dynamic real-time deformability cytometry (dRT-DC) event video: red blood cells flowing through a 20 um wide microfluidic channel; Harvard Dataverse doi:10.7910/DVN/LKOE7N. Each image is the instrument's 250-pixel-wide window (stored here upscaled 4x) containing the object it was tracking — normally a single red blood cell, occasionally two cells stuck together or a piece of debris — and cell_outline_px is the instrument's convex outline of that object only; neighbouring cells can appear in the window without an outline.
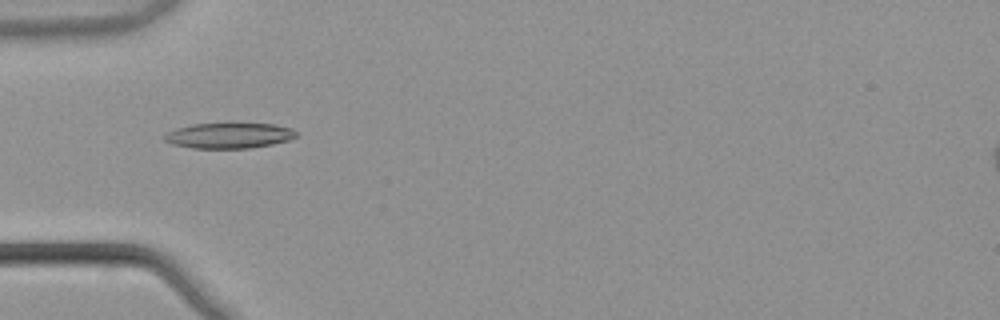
{"species": "common noctule bat (a hibernating species)", "species_latin": "Nyctalus noctula", "temperature_condition": "warm", "stored_images_in_passage": 5, "camera_frame_rate_fps": 3000, "um_per_image_px": 0.085, "animal": {"sex": "male", "body_mass_g": 21.5, "forearm_length_mm": 52.0}, "frame": {"image": 1, "passage_image": 2, "time_ms": 0.333, "image_size_px": [1000, 320], "cell_outline_px": [[296, 136], [288, 140], [272, 144], [248, 148], [192, 148], [172, 144], [164, 140], [164, 136], [168, 132], [176, 128], [192, 124], [276, 124], [292, 128], [296, 132]], "centroid_in_image_um": [19.46, 11.52], "position_along_channel_um": 65.5, "area_um2": 19.36}}